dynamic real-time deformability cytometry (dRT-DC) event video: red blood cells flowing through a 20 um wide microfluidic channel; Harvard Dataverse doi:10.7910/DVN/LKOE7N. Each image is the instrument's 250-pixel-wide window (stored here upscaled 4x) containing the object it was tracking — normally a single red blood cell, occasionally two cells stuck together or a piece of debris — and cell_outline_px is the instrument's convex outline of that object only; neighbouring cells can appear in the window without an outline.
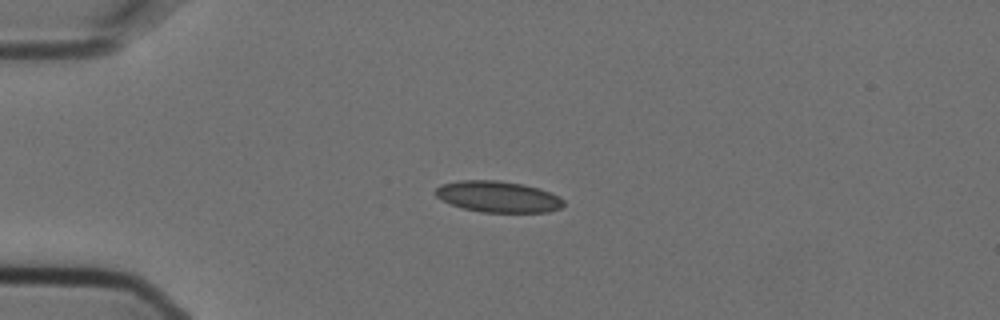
{"species": "Egyptian fruit bat (a non-hibernating species)", "species_latin": "Rousettus aegyptiacus", "temperature_condition": "cold", "stored_images_in_passage": 4, "camera_frame_rate_fps": 3000, "um_per_image_px": 0.085, "animal": {"sex": "female"}, "frame": {"image": 1, "passage_image": 3, "time_ms": 0.667, "image_size_px": [1000, 320], "cell_outline_px": [[564, 204], [560, 208], [548, 212], [480, 212], [464, 208], [452, 204], [436, 196], [436, 188], [440, 184], [460, 180], [496, 180], [524, 184], [560, 196], [564, 200]], "centroid_in_image_um": [42.34, 16.71], "position_along_channel_um": 42.7, "area_um2": 23.12}}